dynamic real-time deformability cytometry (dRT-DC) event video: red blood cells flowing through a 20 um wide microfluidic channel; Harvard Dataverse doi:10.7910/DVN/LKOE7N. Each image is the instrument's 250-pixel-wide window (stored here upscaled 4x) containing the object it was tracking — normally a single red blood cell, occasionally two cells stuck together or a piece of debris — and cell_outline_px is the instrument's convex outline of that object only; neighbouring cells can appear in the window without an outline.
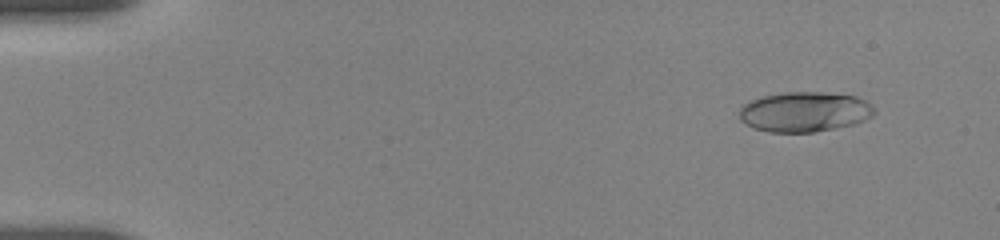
{"species": "human", "species_latin": "Homo sapiens", "temperature_condition": "room temperature", "stored_images_in_passage": 11, "camera_frame_rate_fps": 3000, "um_per_image_px": 0.085, "donor": {"sex": "female"}, "frame": {"image": 1, "passage_image": 2, "time_ms": 0.667, "image_size_px": [1000, 240], "cell_outline_px": [[876, 112], [872, 116], [856, 124], [836, 128], [812, 132], [768, 132], [756, 128], [740, 120], [740, 108], [748, 100], [760, 96], [784, 92], [820, 92], [856, 96], [864, 100]], "centroid_in_image_um": [68.37, 9.5], "position_along_channel_um": 16.6, "area_um2": 31.44}}
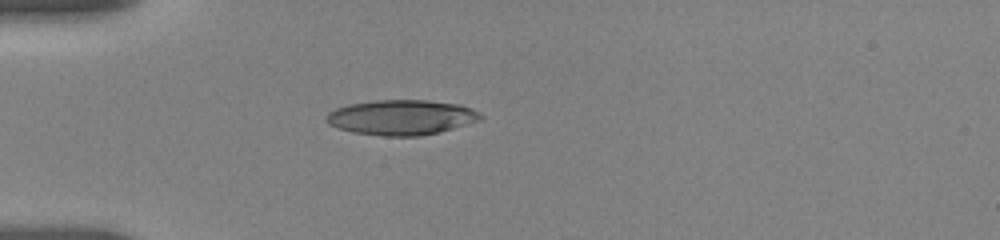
{"frame": {"image": 2, "passage_image": 8, "time_ms": 4.333, "image_size_px": [1000, 240], "cell_outline_px": [[484, 116], [480, 120], [468, 124], [440, 132], [420, 136], [384, 136], [352, 132], [336, 128], [328, 124], [324, 120], [324, 116], [328, 112], [336, 108], [348, 104], [372, 100], [428, 100], [460, 104], [472, 108]], "centroid_in_image_um": [34.09, 9.97], "position_along_channel_um": 50.9, "area_um2": 31.96}}
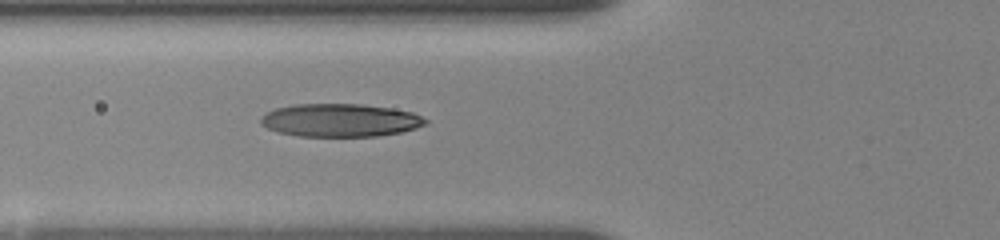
{"frame": {"image": 3, "passage_image": 11, "time_ms": 6.0, "image_size_px": [1000, 240], "cell_outline_px": [[428, 124], [416, 128], [400, 132], [376, 136], [300, 136], [280, 132], [268, 128], [260, 124], [260, 116], [264, 112], [276, 108], [292, 104], [360, 104], [392, 108], [412, 112], [428, 120]], "centroid_in_image_um": [28.9, 10.21], "position_along_channel_um": 96.9, "area_um2": 31.79}}